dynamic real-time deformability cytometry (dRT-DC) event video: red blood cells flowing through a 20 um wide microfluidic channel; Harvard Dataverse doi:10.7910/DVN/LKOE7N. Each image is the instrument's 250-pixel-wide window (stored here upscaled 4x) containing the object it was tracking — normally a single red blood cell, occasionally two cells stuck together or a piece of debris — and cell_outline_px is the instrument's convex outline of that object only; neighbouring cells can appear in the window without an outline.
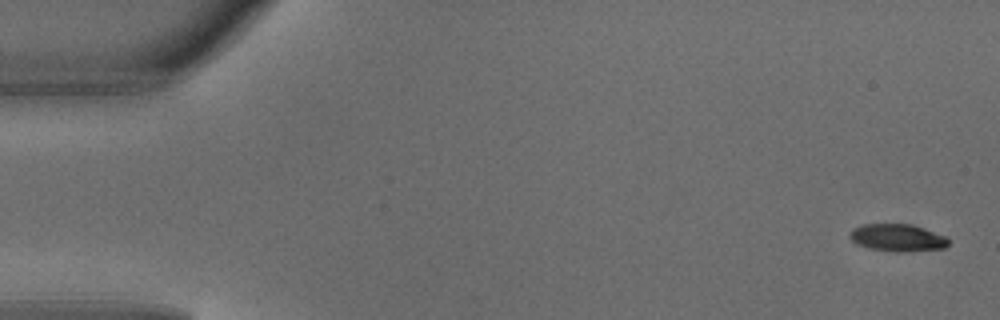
{"species": "common noctule bat (a hibernating species)", "species_latin": "Nyctalus noctula", "temperature_condition": "warm", "stored_images_in_passage": 5, "camera_frame_rate_fps": 3000, "um_per_image_px": 0.085, "animal": {"sex": "male", "body_mass_g": 18.8}, "frame": {"image": 1, "passage_image": 1, "time_ms": 0.0, "image_size_px": [1000, 320], "cell_outline_px": [[948, 244], [944, 248], [908, 252], [896, 252], [868, 248], [856, 244], [848, 236], [848, 232], [852, 228], [864, 224], [912, 224], [924, 228], [944, 236], [948, 240]], "centroid_in_image_um": [76.24, 20.21], "position_along_channel_um": 8.8, "area_um2": 15.84}}
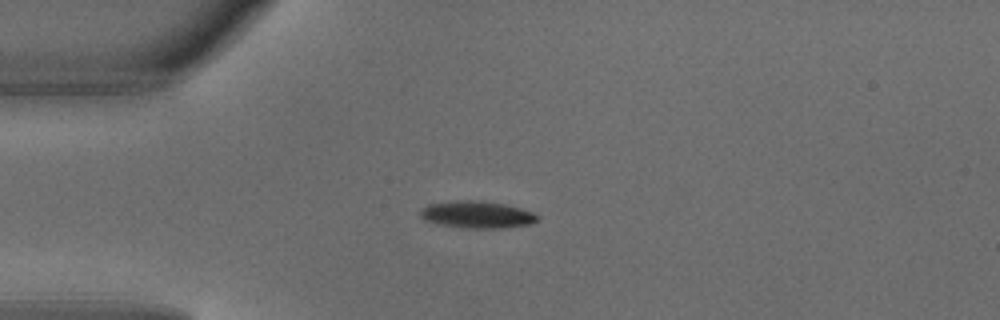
{"frame": {"image": 2, "passage_image": 4, "time_ms": 1.0, "image_size_px": [1000, 320], "cell_outline_px": [[540, 220], [528, 224], [504, 228], [464, 228], [440, 224], [424, 220], [420, 216], [420, 208], [428, 204], [456, 200], [480, 200], [504, 204], [520, 208], [532, 212], [540, 216]], "centroid_in_image_um": [40.54, 18.23], "position_along_channel_um": 44.5, "area_um2": 18.61}}